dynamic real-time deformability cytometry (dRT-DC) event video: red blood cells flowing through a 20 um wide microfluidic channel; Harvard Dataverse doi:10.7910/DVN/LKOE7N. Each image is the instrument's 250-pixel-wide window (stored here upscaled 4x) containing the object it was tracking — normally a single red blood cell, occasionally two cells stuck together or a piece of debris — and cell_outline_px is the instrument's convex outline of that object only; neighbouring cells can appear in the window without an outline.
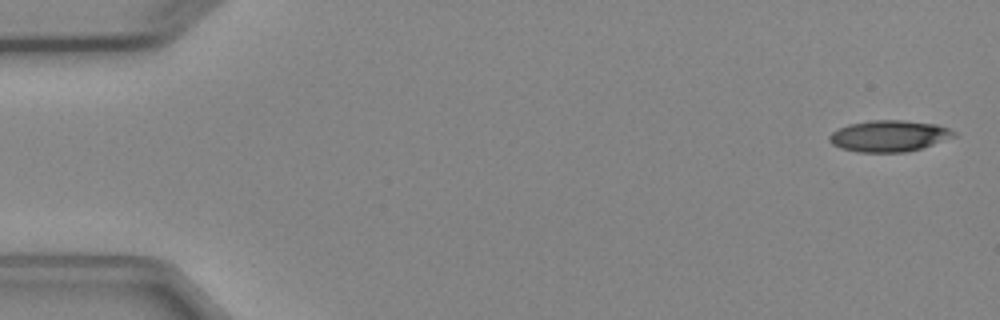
{"species": "Egyptian fruit bat (a non-hibernating species)", "species_latin": "Rousettus aegyptiacus", "temperature_condition": "cold", "stored_images_in_passage": 4, "camera_frame_rate_fps": 3000, "um_per_image_px": 0.085, "animal": {"sex": "female"}, "frame": {"image": 1, "passage_image": 1, "time_ms": 0.0, "image_size_px": [1000, 320], "cell_outline_px": [[956, 136], [908, 152], [856, 152], [840, 148], [832, 144], [828, 140], [828, 136], [832, 132], [848, 124], [872, 120], [904, 120], [936, 124], [948, 128], [956, 132]], "centroid_in_image_um": [75.54, 11.56], "position_along_channel_um": 9.5, "area_um2": 22.72}}
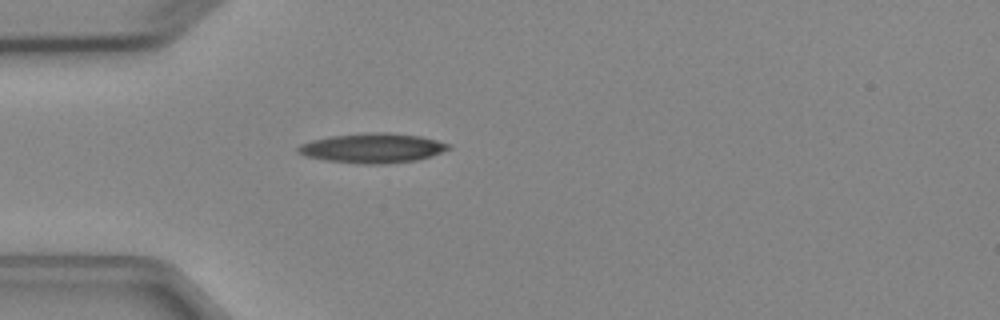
{"frame": {"image": 2, "passage_image": 4, "time_ms": 4.333, "image_size_px": [1000, 320], "cell_outline_px": [[452, 148], [432, 156], [416, 160], [384, 164], [364, 164], [328, 160], [304, 156], [296, 152], [296, 148], [300, 144], [312, 140], [332, 136], [364, 132], [388, 132], [420, 136], [436, 140], [448, 144]], "centroid_in_image_um": [31.66, 12.58], "position_along_channel_um": 53.3, "area_um2": 26.01}}